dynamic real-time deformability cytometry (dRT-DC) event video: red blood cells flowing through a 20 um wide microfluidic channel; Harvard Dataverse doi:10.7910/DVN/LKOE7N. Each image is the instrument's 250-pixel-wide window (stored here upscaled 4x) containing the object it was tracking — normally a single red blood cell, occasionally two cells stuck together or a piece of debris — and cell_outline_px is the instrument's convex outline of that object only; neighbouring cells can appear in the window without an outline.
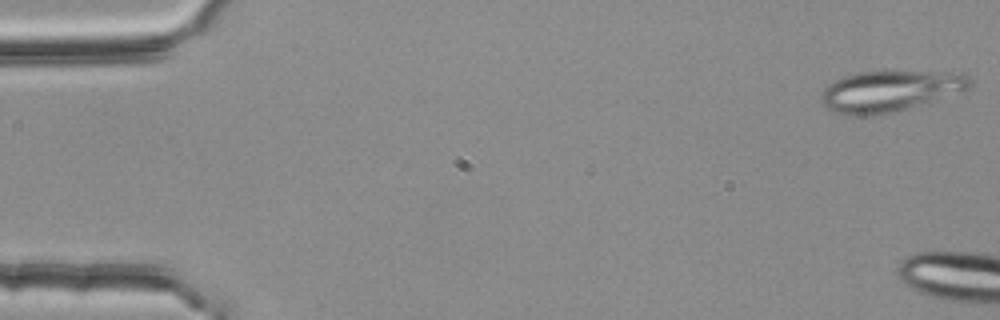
{"species": "common noctule bat (a hibernating species)", "species_latin": "Nyctalus noctula", "temperature_condition": "room temperature", "stored_images_in_passage": 6, "camera_frame_rate_fps": 3000, "um_per_image_px": 0.085, "animal": {"sex": "female", "body_mass_g": 25.1}, "frame": {"image": 1, "passage_image": 1, "time_ms": 0.0, "image_size_px": [1000, 320], "cell_outline_px": [[972, 84], [968, 88], [892, 112], [864, 116], [852, 116], [832, 112], [824, 108], [820, 100], [820, 92], [832, 80], [840, 76], [860, 72], [964, 72], [972, 80]], "centroid_in_image_um": [75.51, 7.73], "position_along_channel_um": 9.5, "area_um2": 35.2}}